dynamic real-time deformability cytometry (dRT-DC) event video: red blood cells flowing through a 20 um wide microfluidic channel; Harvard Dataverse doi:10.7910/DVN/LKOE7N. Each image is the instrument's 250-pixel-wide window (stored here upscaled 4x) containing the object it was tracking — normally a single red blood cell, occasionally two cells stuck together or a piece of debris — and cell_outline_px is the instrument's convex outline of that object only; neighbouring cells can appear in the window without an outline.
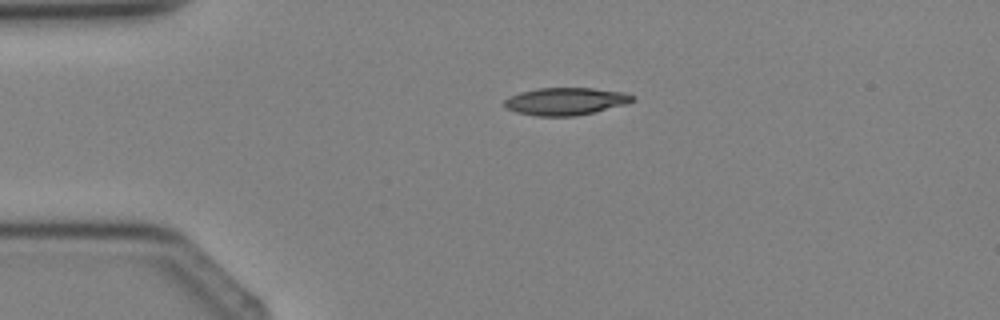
{"species": "Egyptian fruit bat (a non-hibernating species)", "species_latin": "Rousettus aegyptiacus", "temperature_condition": "cold", "stored_images_in_passage": 2, "camera_frame_rate_fps": 3000, "um_per_image_px": 0.085, "animal": {"sex": "female"}, "frame": {"image": 1, "passage_image": 2, "time_ms": 1.333, "image_size_px": [1000, 320], "cell_outline_px": [[636, 100], [628, 104], [576, 116], [536, 116], [516, 112], [508, 108], [504, 104], [504, 100], [508, 96], [520, 92], [536, 88], [592, 88], [628, 92], [636, 96]], "centroid_in_image_um": [48.14, 8.6], "position_along_channel_um": 36.9, "area_um2": 20.81}}